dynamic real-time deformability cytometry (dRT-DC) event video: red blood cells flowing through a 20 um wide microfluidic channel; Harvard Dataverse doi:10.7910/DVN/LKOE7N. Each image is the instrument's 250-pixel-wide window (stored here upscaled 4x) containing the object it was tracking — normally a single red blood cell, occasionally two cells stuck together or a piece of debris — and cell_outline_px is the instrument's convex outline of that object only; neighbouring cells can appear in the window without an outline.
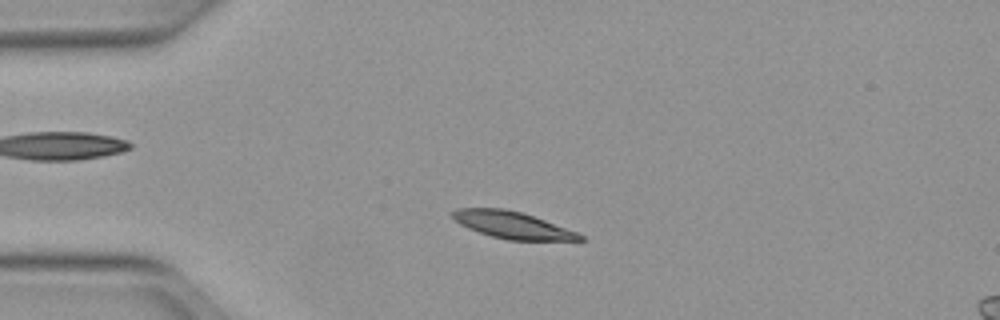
{"species": "Egyptian fruit bat (a non-hibernating species)", "species_latin": "Rousettus aegyptiacus", "temperature_condition": "warm", "stored_images_in_passage": 47, "camera_frame_rate_fps": 3000, "um_per_image_px": 0.085, "animal": {"sex": "female"}, "frame": {"image": 1, "passage_image": 8, "time_ms": 2.333, "image_size_px": [1000, 320], "cell_outline_px": [[588, 240], [508, 240], [492, 236], [468, 228], [460, 224], [452, 216], [452, 212], [456, 208], [504, 208], [520, 212], [580, 232]], "centroid_in_image_um": [43.6, 19.13], "position_along_channel_um": 41.4, "area_um2": 19.88}}
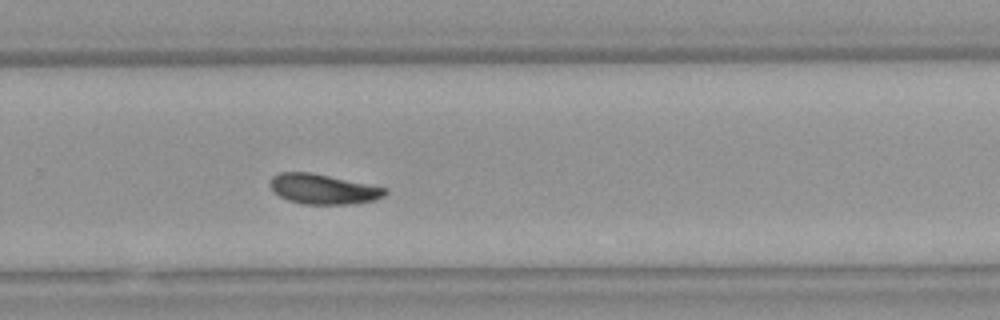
{"frame": {"image": 2, "passage_image": 30, "time_ms": 9.667, "image_size_px": [1000, 320], "cell_outline_px": [[388, 192], [384, 196], [376, 200], [356, 204], [300, 204], [288, 200], [280, 196], [268, 184], [272, 176], [280, 172], [308, 172], [388, 188]], "centroid_in_image_um": [27.49, 16.08], "position_along_channel_um": 302.3, "area_um2": 20.11}}
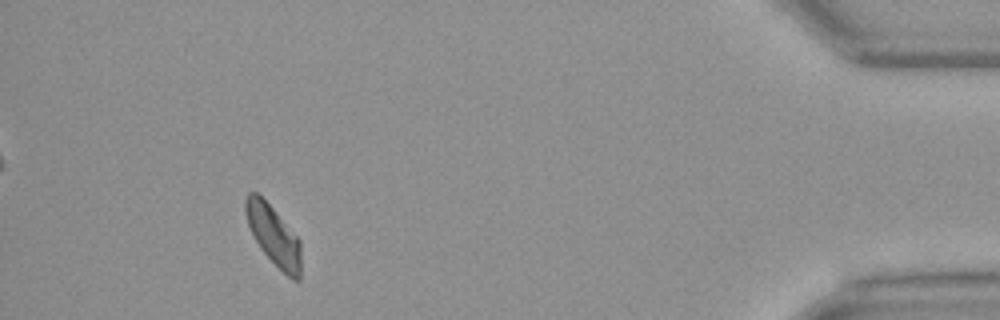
{"frame": {"image": 3, "passage_image": 43, "time_ms": 14.0, "image_size_px": [1000, 320], "cell_outline_px": [[300, 280], [292, 280], [260, 248], [248, 224], [244, 212], [244, 200], [248, 192], [256, 192], [272, 208], [300, 240]], "centroid_in_image_um": [23.23, 19.99], "position_along_channel_um": 412.0, "area_um2": 18.79}, "authors_computed_cell_mechanics": {"area_um2": 20.3456, "velocity_mm_per_s": 3.9624, "shape_relaxation_time_tau1_ms": 3.997, "shape_relaxation_time_tau2_ms": 8.2657, "deformation_change_tau1": 0.1143, "deformation_change_tau2": 0.1316}}